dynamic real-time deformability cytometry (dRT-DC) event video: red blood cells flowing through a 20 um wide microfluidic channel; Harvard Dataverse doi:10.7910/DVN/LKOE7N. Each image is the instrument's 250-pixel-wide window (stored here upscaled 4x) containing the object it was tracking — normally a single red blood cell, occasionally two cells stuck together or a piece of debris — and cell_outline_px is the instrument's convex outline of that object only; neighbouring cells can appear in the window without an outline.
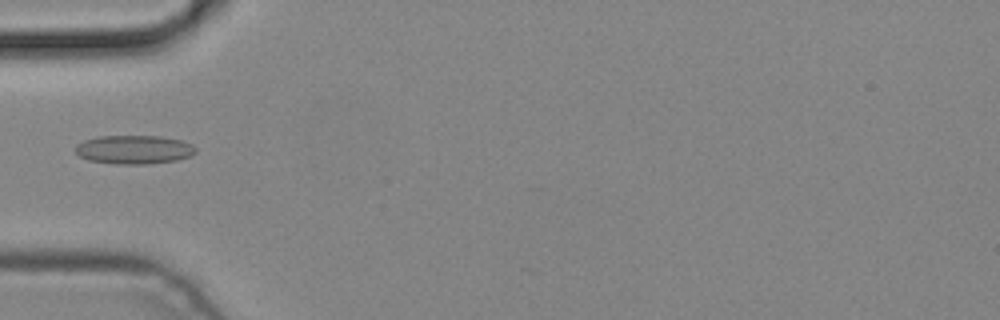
{"species": "common noctule bat (a hibernating species)", "species_latin": "Nyctalus noctula", "temperature_condition": "cold", "stored_images_in_passage": 6, "camera_frame_rate_fps": 3000, "um_per_image_px": 0.085, "animal": {"sex": "male", "body_mass_g": 19.2, "forearm_length_mm": 51.8}, "frame": {"image": 1, "passage_image": 5, "time_ms": 1.333, "image_size_px": [1000, 320], "cell_outline_px": [[196, 152], [192, 156], [176, 160], [148, 164], [116, 164], [88, 160], [80, 156], [76, 152], [76, 144], [84, 140], [100, 136], [160, 136], [180, 140], [192, 144], [196, 148]], "centroid_in_image_um": [11.41, 12.72], "position_along_channel_um": 73.6, "area_um2": 20.17}}
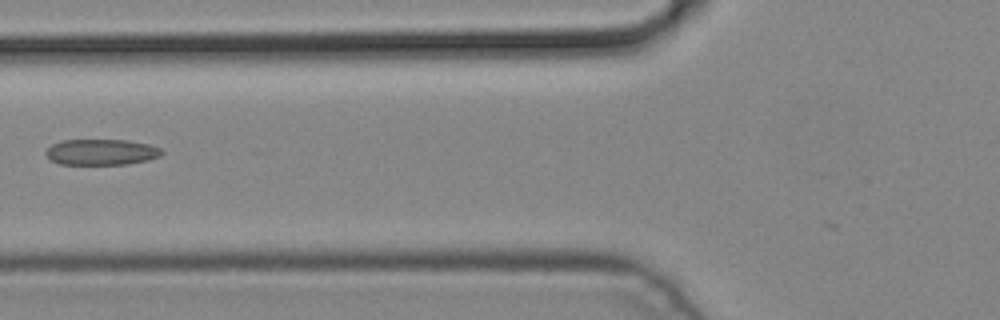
{"frame": {"image": 2, "passage_image": 6, "time_ms": 1.667, "image_size_px": [1000, 320], "cell_outline_px": [[164, 152], [160, 156], [148, 160], [128, 164], [60, 164], [48, 160], [44, 152], [52, 144], [64, 140], [124, 140], [148, 144], [160, 148]], "centroid_in_image_um": [8.58, 12.93], "position_along_channel_um": 117.2, "area_um2": 17.51}}